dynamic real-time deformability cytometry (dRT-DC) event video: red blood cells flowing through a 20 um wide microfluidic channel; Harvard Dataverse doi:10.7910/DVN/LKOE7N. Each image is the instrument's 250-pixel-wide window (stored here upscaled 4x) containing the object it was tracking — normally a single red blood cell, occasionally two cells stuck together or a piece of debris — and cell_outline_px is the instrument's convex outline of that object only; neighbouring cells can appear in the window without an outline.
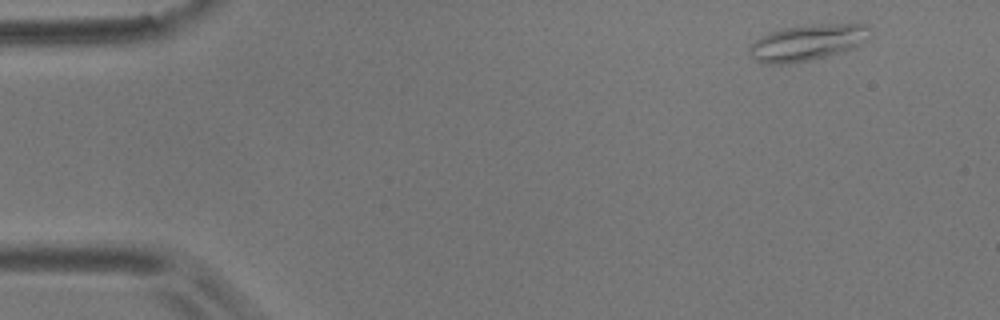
{"species": "common noctule bat (a hibernating species)", "species_latin": "Nyctalus noctula", "temperature_condition": "room temperature", "stored_images_in_passage": 4, "camera_frame_rate_fps": 3000, "um_per_image_px": 0.085, "animal": {"sex": "male", "body_mass_g": 17.9}, "frame": {"image": 1, "passage_image": 1, "time_ms": 0.0, "image_size_px": [1000, 320], "cell_outline_px": [[872, 36], [868, 40], [844, 52], [812, 60], [788, 64], [764, 64], [756, 60], [748, 52], [748, 48], [760, 36], [768, 32], [784, 28], [812, 24], [864, 24], [872, 28]], "centroid_in_image_um": [68.66, 3.62], "position_along_channel_um": 16.3, "area_um2": 25.84}}